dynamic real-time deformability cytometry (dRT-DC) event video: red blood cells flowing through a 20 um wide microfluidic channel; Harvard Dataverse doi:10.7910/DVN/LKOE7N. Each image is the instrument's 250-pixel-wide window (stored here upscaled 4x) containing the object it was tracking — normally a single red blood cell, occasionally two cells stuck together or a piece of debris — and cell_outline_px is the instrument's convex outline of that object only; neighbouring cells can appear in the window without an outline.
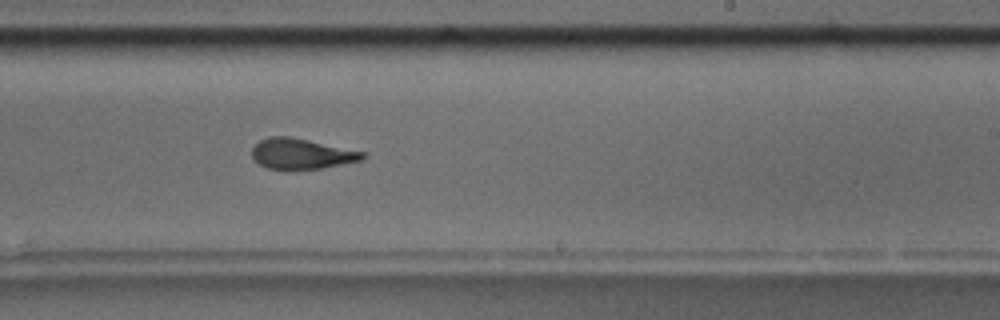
{"species": "common noctule bat (a hibernating species)", "species_latin": "Nyctalus noctula", "temperature_condition": "room temperature", "stored_images_in_passage": 36, "camera_frame_rate_fps": 3000, "um_per_image_px": 0.085, "animal": {"sex": "male", "body_mass_g": 17.5, "forearm_length_mm": 52.3}, "frame": {"image": 1, "passage_image": 21, "time_ms": 6.667, "image_size_px": [1000, 320], "cell_outline_px": [[364, 156], [360, 160], [320, 168], [268, 168], [260, 164], [252, 156], [252, 148], [260, 140], [268, 136], [288, 136], [308, 140], [364, 152]], "centroid_in_image_um": [25.57, 13.04], "position_along_channel_um": 263.4, "area_um2": 18.96}}